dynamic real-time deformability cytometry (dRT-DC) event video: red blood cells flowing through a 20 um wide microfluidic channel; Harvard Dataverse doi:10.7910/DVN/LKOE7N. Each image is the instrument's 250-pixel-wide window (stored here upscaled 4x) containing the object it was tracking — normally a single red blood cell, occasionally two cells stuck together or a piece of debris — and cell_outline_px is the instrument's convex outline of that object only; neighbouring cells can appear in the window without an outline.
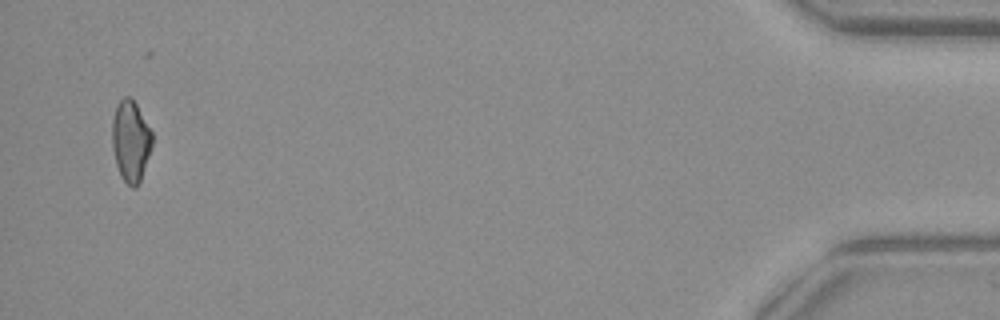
{"species": "common noctule bat (a hibernating species)", "species_latin": "Nyctalus noctula", "temperature_condition": "warm", "stored_images_in_passage": 34, "camera_frame_rate_fps": 3000, "um_per_image_px": 0.085, "animal": {"sex": "female", "body_mass_g": 19.3, "forearm_length_mm": 54.1}, "frame": {"image": 1, "passage_image": 32, "time_ms": 10.333, "image_size_px": [1000, 320], "cell_outline_px": [[152, 148], [140, 180], [136, 188], [132, 188], [120, 176], [116, 164], [112, 148], [112, 120], [116, 104], [124, 96], [132, 96], [152, 132]], "centroid_in_image_um": [11.1, 11.96], "position_along_channel_um": 424.1, "area_um2": 19.13}}